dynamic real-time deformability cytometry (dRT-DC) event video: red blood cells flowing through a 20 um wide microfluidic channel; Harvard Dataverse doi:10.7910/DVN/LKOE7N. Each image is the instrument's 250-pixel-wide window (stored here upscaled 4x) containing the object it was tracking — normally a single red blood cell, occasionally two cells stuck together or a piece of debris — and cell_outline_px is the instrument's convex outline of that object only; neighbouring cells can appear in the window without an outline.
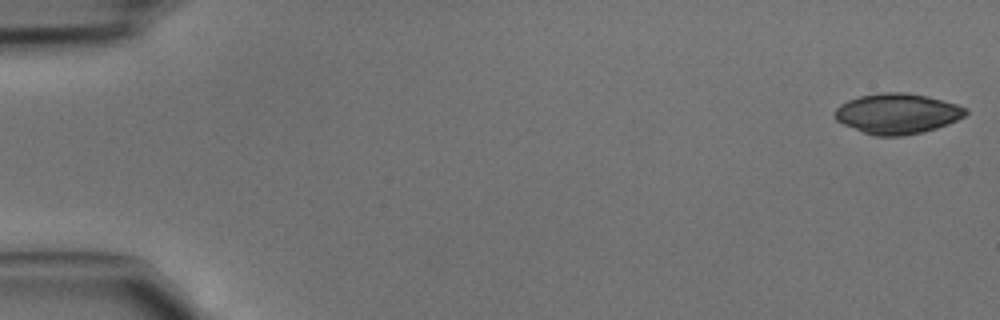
{"species": "common noctule bat (a hibernating species)", "species_latin": "Nyctalus noctula", "temperature_condition": "cold", "stored_images_in_passage": 45, "camera_frame_rate_fps": 3000, "um_per_image_px": 0.085, "animal": {"sex": "male", "body_mass_g": 15.6}, "frame": {"image": 1, "passage_image": 1, "time_ms": 0.0, "image_size_px": [1000, 320], "cell_outline_px": [[968, 112], [964, 116], [948, 124], [924, 132], [900, 136], [876, 136], [864, 132], [844, 124], [836, 120], [836, 108], [840, 104], [848, 100], [860, 96], [884, 92], [904, 92], [924, 96], [956, 104], [968, 108]], "centroid_in_image_um": [76.28, 9.66], "position_along_channel_um": 8.7, "area_um2": 30.4}}
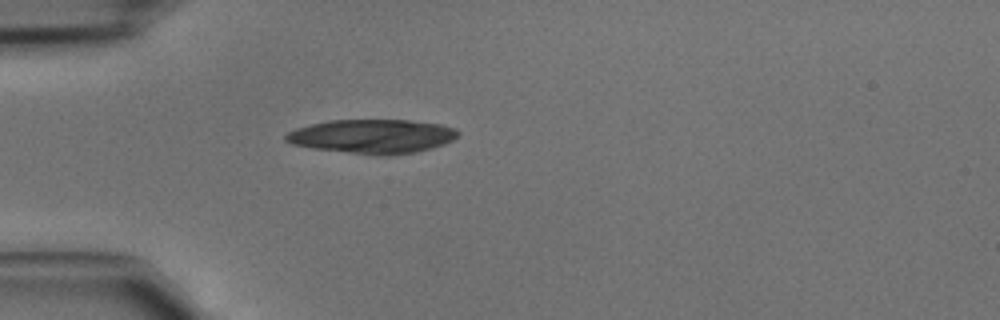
{"frame": {"image": 2, "passage_image": 13, "time_ms": 4.0, "image_size_px": [1000, 320], "cell_outline_px": [[460, 132], [452, 140], [444, 144], [432, 148], [416, 152], [392, 156], [376, 156], [312, 148], [292, 144], [284, 140], [284, 136], [288, 132], [296, 128], [328, 120], [408, 120], [440, 124], [456, 128]], "centroid_in_image_um": [31.65, 11.6], "position_along_channel_um": 53.3, "area_um2": 34.45}}
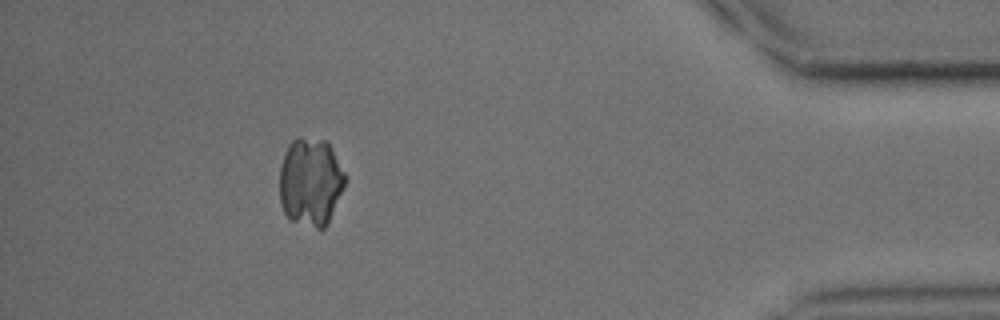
{"frame": {"image": 3, "passage_image": 41, "time_ms": 13.333, "image_size_px": [1000, 320], "cell_outline_px": [[344, 188], [328, 224], [324, 228], [316, 228], [288, 220], [280, 204], [280, 168], [284, 152], [288, 144], [296, 136], [300, 136], [324, 140], [332, 148], [344, 172]], "centroid_in_image_um": [26.37, 15.46], "position_along_channel_um": 408.8, "area_um2": 34.04}}